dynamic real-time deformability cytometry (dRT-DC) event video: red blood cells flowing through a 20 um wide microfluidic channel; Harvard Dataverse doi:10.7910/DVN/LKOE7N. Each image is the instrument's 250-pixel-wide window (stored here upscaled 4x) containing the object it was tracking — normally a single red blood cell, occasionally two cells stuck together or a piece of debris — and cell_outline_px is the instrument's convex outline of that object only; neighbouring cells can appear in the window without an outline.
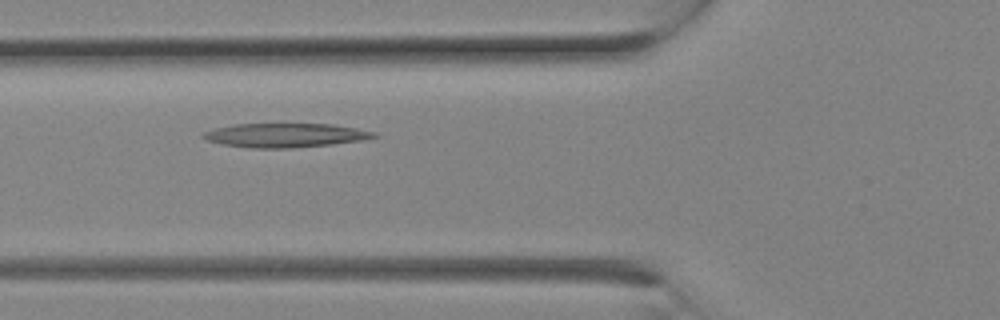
{"species": "Egyptian fruit bat (a non-hibernating species)", "species_latin": "Rousettus aegyptiacus", "temperature_condition": "room temperature", "stored_images_in_passage": 10, "camera_frame_rate_fps": 3000, "um_per_image_px": 0.085, "animal": {"sex": "female"}, "frame": {"image": 1, "passage_image": 7, "time_ms": 2.0, "image_size_px": [1000, 320], "cell_outline_px": [[380, 136], [360, 140], [332, 144], [292, 148], [252, 148], [220, 144], [208, 140], [200, 136], [204, 132], [216, 128], [236, 124], [332, 124], [356, 128], [376, 132]], "centroid_in_image_um": [24.25, 11.5], "position_along_channel_um": 101.5, "area_um2": 23.81}}
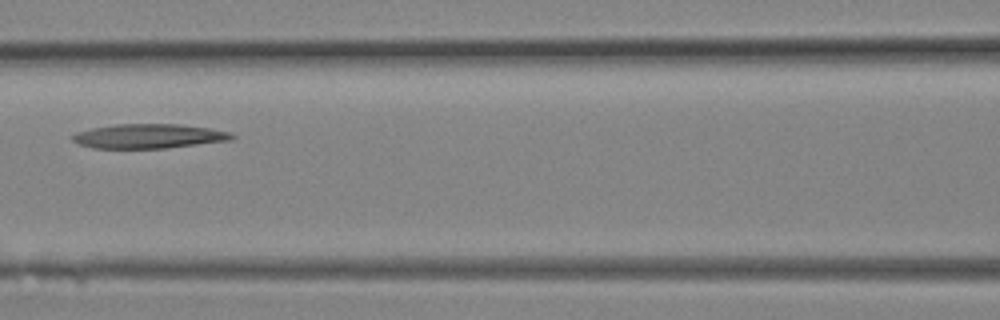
{"frame": {"image": 2, "passage_image": 9, "time_ms": 2.667, "image_size_px": [1000, 320], "cell_outline_px": [[236, 136], [232, 140], [164, 148], [92, 148], [80, 144], [72, 140], [72, 136], [76, 132], [92, 128], [116, 124], [180, 124], [208, 128], [228, 132]], "centroid_in_image_um": [12.63, 11.57], "position_along_channel_um": 154.0, "area_um2": 22.48}}